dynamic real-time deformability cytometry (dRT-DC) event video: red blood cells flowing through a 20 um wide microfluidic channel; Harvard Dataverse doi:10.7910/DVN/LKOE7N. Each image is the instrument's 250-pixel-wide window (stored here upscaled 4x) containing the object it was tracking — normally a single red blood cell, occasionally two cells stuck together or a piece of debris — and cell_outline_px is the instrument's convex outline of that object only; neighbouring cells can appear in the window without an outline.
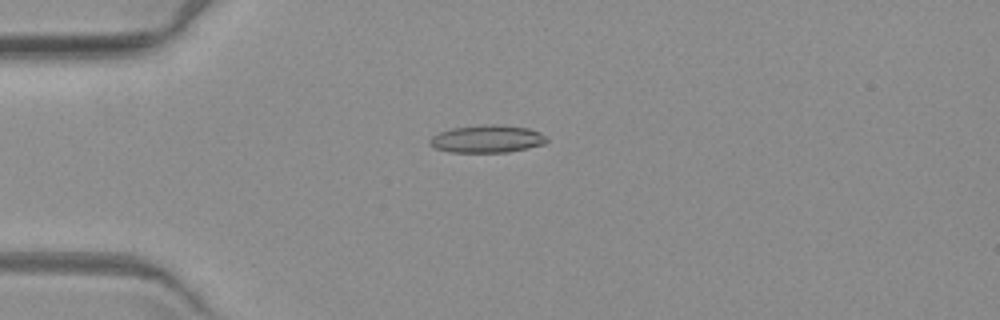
{"species": "common noctule bat (a hibernating species)", "species_latin": "Nyctalus noctula", "temperature_condition": "warm", "stored_images_in_passage": 6, "camera_frame_rate_fps": 3000, "um_per_image_px": 0.085, "animal": {"sex": "female", "body_mass_g": 19.3, "forearm_length_mm": 54.1}, "frame": {"image": 1, "passage_image": 4, "time_ms": 4.333, "image_size_px": [1000, 320], "cell_outline_px": [[548, 140], [544, 144], [528, 148], [508, 152], [448, 152], [436, 148], [428, 144], [428, 140], [432, 136], [440, 132], [452, 128], [484, 124], [500, 124], [528, 128], [540, 132]], "centroid_in_image_um": [41.39, 11.8], "position_along_channel_um": 43.6, "area_um2": 18.9}}
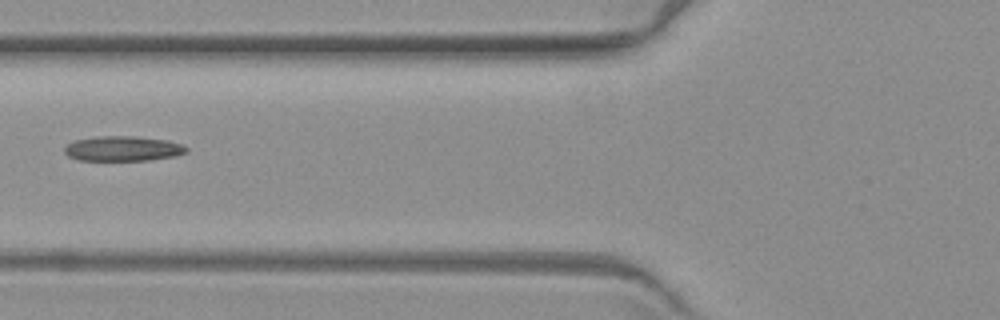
{"frame": {"image": 2, "passage_image": 6, "time_ms": 7.0, "image_size_px": [1000, 320], "cell_outline_px": [[188, 152], [176, 156], [148, 160], [80, 160], [68, 156], [64, 152], [64, 148], [68, 144], [76, 140], [96, 136], [136, 136], [168, 140], [184, 144], [188, 148]], "centroid_in_image_um": [10.5, 12.62], "position_along_channel_um": 115.3, "area_um2": 17.86}}